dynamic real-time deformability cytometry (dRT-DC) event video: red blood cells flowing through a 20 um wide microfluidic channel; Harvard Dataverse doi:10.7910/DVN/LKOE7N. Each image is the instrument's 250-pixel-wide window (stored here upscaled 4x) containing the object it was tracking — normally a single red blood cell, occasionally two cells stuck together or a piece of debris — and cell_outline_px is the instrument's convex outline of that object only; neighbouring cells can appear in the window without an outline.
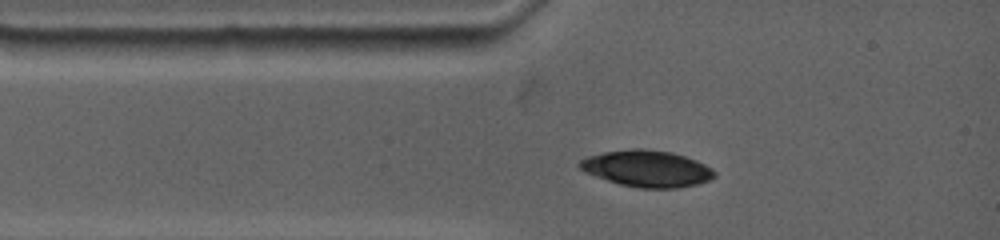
{"species": "common noctule bat (a hibernating species)", "species_latin": "Nyctalus noctula", "temperature_condition": "warm", "stored_images_in_passage": 55, "camera_frame_rate_fps": 4500, "um_per_image_px": 0.085, "animal": {"sex": "female", "body_mass_g": 19.0, "forearm_length_mm": 53.3}, "frame": {"image": 1, "passage_image": 1, "time_ms": 0.0, "image_size_px": [1000, 240], "cell_outline_px": [[716, 176], [700, 184], [680, 188], [640, 188], [620, 184], [584, 172], [576, 164], [580, 160], [588, 156], [604, 152], [632, 148], [644, 148], [672, 152], [696, 160], [712, 168], [716, 172]], "centroid_in_image_um": [55.0, 14.33], "position_along_channel_um": 30.0, "area_um2": 28.84}}
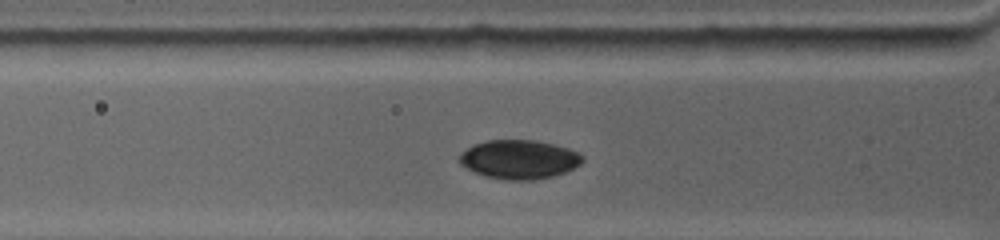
{"frame": {"image": 2, "passage_image": 8, "time_ms": 1.556, "image_size_px": [1000, 240], "cell_outline_px": [[584, 160], [580, 164], [564, 172], [552, 176], [532, 180], [504, 180], [484, 176], [460, 164], [456, 160], [456, 156], [460, 152], [472, 144], [484, 140], [532, 140], [552, 144], [568, 148], [584, 156]], "centroid_in_image_um": [44.05, 13.54], "position_along_channel_um": 81.7, "area_um2": 28.09}}
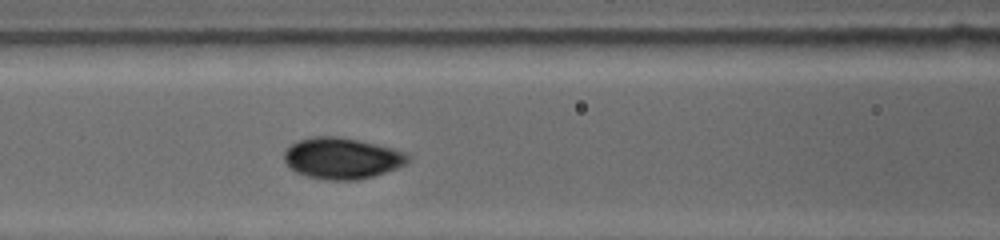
{"frame": {"image": 3, "passage_image": 15, "time_ms": 3.111, "image_size_px": [1000, 240], "cell_outline_px": [[412, 156], [408, 164], [372, 176], [356, 180], [328, 180], [308, 176], [296, 172], [284, 160], [284, 148], [296, 140], [316, 136], [336, 136], [376, 144], [392, 148], [404, 152]], "centroid_in_image_um": [29.06, 13.44], "position_along_channel_um": 137.5, "area_um2": 29.71}}